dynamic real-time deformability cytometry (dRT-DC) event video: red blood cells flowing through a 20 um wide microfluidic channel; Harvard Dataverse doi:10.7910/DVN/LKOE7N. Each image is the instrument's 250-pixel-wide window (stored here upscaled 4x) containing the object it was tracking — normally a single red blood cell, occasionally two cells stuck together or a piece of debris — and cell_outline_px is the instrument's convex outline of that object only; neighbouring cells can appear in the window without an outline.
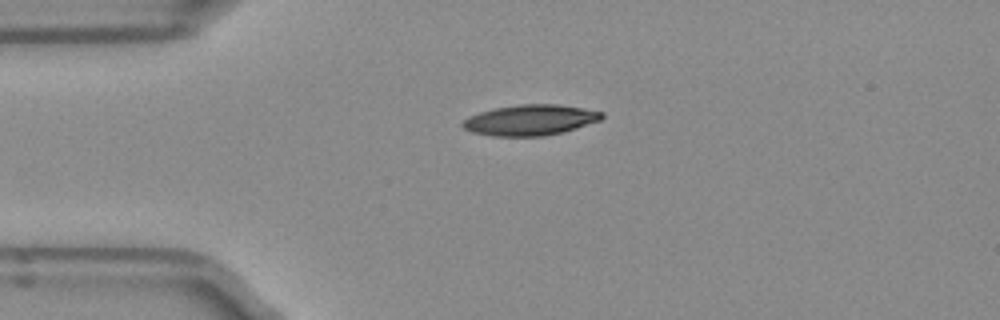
{"species": "Egyptian fruit bat (a non-hibernating species)", "species_latin": "Rousettus aegyptiacus", "temperature_condition": "room temperature", "stored_images_in_passage": 2, "camera_frame_rate_fps": 3000, "um_per_image_px": 0.085, "frame": {"image": 1, "passage_image": 1, "time_ms": 0.0, "image_size_px": [1000, 320], "cell_outline_px": [[604, 116], [600, 120], [576, 128], [544, 136], [496, 136], [472, 132], [464, 128], [460, 124], [468, 116], [480, 112], [496, 108], [520, 104], [556, 104], [584, 108], [604, 112]], "centroid_in_image_um": [45.07, 10.2], "position_along_channel_um": 39.9, "area_um2": 24.68}}